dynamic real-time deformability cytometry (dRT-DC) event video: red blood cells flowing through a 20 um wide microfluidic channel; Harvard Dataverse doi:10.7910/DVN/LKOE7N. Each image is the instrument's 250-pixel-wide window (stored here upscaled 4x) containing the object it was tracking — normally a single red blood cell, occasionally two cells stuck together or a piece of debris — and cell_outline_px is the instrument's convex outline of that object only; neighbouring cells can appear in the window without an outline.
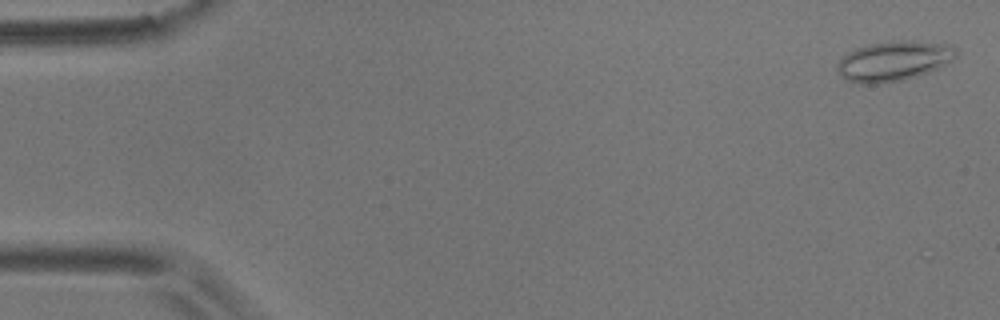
{"species": "common noctule bat (a hibernating species)", "species_latin": "Nyctalus noctula", "temperature_condition": "room temperature", "stored_images_in_passage": 8, "camera_frame_rate_fps": 3000, "um_per_image_px": 0.085, "animal": {"sex": "male", "body_mass_g": 17.9}, "frame": {"image": 1, "passage_image": 2, "time_ms": 0.333, "image_size_px": [1000, 320], "cell_outline_px": [[956, 56], [952, 60], [928, 72], [916, 76], [900, 80], [880, 84], [860, 84], [848, 80], [836, 68], [836, 64], [848, 52], [856, 48], [868, 44], [892, 40], [912, 40], [952, 44], [956, 48]], "centroid_in_image_um": [75.98, 5.16], "position_along_channel_um": 9.0, "area_um2": 27.63}}